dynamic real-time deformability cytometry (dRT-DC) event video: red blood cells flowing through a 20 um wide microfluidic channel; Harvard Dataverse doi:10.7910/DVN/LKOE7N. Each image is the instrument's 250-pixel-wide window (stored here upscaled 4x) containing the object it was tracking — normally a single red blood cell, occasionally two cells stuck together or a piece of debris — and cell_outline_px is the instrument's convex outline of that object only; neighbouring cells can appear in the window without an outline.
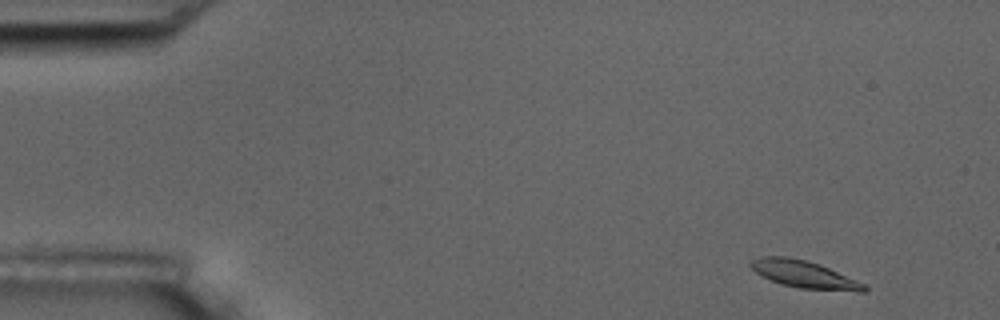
{"species": "common noctule bat (a hibernating species)", "species_latin": "Nyctalus noctula", "temperature_condition": "room temperature", "stored_images_in_passage": 14, "camera_frame_rate_fps": 3000, "um_per_image_px": 0.085, "animal": {"sex": "male", "body_mass_g": 17.5, "forearm_length_mm": 52.3}, "frame": {"image": 1, "passage_image": 2, "time_ms": 0.333, "image_size_px": [1000, 320], "cell_outline_px": [[868, 292], [860, 292], [800, 288], [780, 284], [756, 272], [752, 268], [752, 260], [760, 256], [788, 256], [804, 260], [828, 268], [856, 280], [864, 284], [868, 288]], "centroid_in_image_um": [68.38, 23.33], "position_along_channel_um": 16.6, "area_um2": 17.63}}